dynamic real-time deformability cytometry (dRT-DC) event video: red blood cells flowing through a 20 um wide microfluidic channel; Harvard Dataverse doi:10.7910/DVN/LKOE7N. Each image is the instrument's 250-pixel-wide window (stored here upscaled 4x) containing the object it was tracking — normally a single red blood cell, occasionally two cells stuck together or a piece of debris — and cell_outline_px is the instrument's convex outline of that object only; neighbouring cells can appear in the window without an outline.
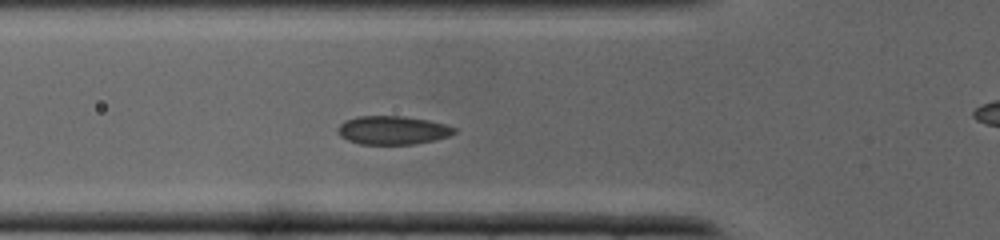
{"species": "common noctule bat (a hibernating species)", "species_latin": "Nyctalus noctula", "temperature_condition": "cold", "stored_images_in_passage": 35, "camera_frame_rate_fps": 3000, "um_per_image_px": 0.085, "animal": {"sex": "male", "body_mass_g": 19.0, "forearm_length_mm": 50.8}, "frame": {"image": 1, "passage_image": 9, "time_ms": 2.667, "image_size_px": [1000, 240], "cell_outline_px": [[456, 132], [448, 136], [436, 140], [412, 144], [360, 144], [348, 140], [340, 136], [336, 132], [336, 128], [344, 120], [356, 116], [404, 116], [428, 120], [448, 124], [456, 128]], "centroid_in_image_um": [33.36, 11.06], "position_along_channel_um": 92.4, "area_um2": 19.59}}
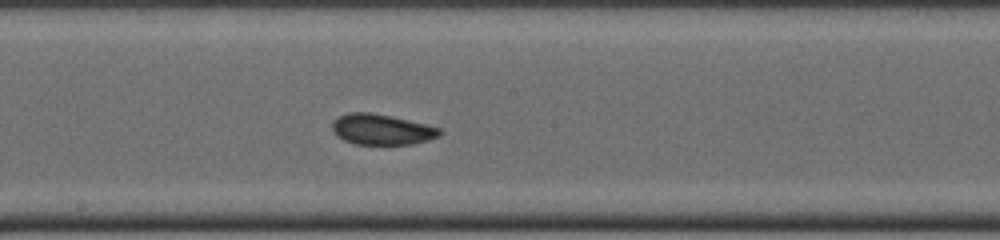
{"frame": {"image": 2, "passage_image": 16, "time_ms": 5.0, "image_size_px": [1000, 240], "cell_outline_px": [[444, 132], [440, 136], [428, 140], [412, 144], [356, 144], [344, 140], [336, 136], [332, 128], [332, 124], [340, 116], [348, 112], [368, 112], [392, 116], [440, 128]], "centroid_in_image_um": [32.46, 11.01], "position_along_channel_um": 215.7, "area_um2": 19.07}}
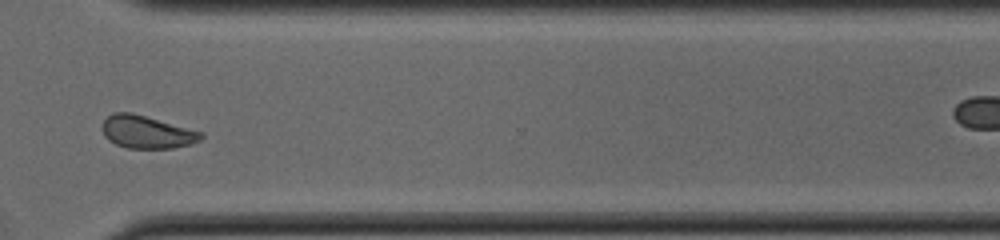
{"frame": {"image": 3, "passage_image": 24, "time_ms": 7.667, "image_size_px": [1000, 240], "cell_outline_px": [[204, 136], [200, 140], [192, 144], [172, 148], [128, 148], [116, 144], [108, 140], [104, 136], [100, 128], [104, 120], [112, 112], [132, 112], [204, 132]], "centroid_in_image_um": [12.47, 11.21], "position_along_channel_um": 358.1, "area_um2": 19.07}}